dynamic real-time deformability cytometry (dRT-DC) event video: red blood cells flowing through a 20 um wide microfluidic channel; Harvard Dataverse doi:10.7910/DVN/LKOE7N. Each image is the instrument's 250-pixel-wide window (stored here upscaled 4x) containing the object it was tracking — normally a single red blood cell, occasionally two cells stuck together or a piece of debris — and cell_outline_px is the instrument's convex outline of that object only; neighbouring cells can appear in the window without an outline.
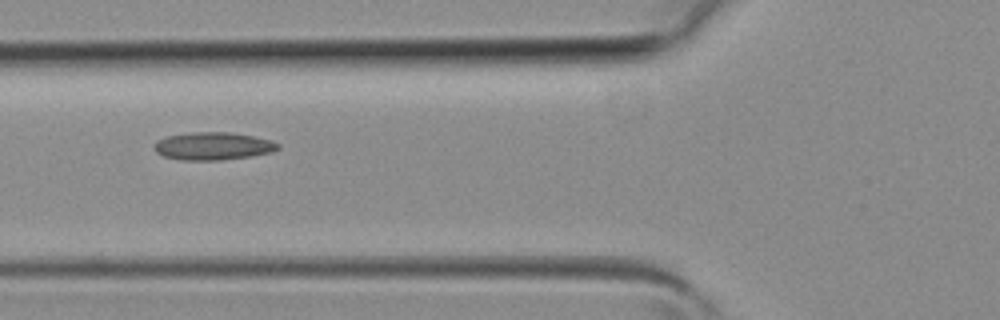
{"species": "common noctule bat (a hibernating species)", "species_latin": "Nyctalus noctula", "temperature_condition": "room temperature", "stored_images_in_passage": 2, "camera_frame_rate_fps": 3000, "um_per_image_px": 0.085, "animal": {"sex": "female", "body_mass_g": 19.3, "forearm_length_mm": 54.1}, "frame": {"image": 1, "passage_image": 2, "time_ms": 0.333, "image_size_px": [1000, 320], "cell_outline_px": [[280, 148], [272, 152], [252, 156], [220, 160], [180, 160], [164, 156], [156, 152], [156, 140], [168, 136], [188, 132], [232, 132], [272, 140], [280, 144]], "centroid_in_image_um": [18.15, 12.41], "position_along_channel_um": 107.7, "area_um2": 20.06}}